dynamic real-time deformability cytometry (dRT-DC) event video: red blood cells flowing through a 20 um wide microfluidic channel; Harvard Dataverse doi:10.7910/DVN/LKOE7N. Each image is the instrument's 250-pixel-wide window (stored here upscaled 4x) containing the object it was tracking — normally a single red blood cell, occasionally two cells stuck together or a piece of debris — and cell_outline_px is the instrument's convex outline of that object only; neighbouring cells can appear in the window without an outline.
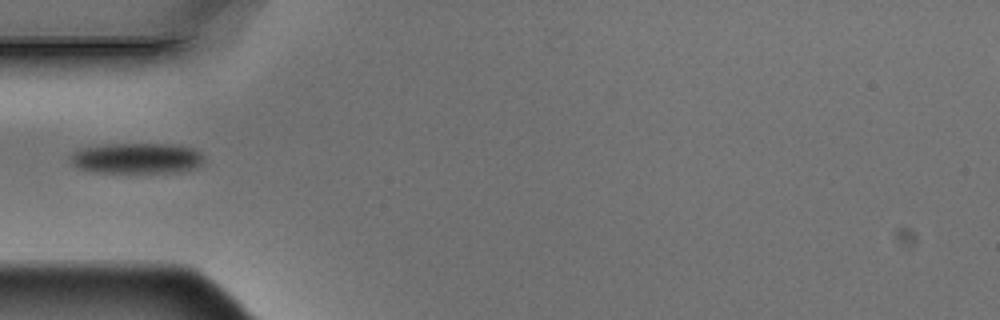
{"species": "Egyptian fruit bat (a non-hibernating species)", "species_latin": "Rousettus aegyptiacus", "temperature_condition": "warm", "stored_images_in_passage": 1, "camera_frame_rate_fps": 3000, "um_per_image_px": 0.085, "animal": {"sex": "male"}, "frame": {"image": 1, "passage_image": 1, "time_ms": 0.0, "image_size_px": [1000, 320], "cell_outline_px": [[204, 164], [196, 168], [180, 172], [92, 172], [80, 168], [72, 164], [68, 156], [72, 152], [84, 148], [104, 144], [176, 144], [192, 148], [200, 152], [204, 156]], "centroid_in_image_um": [11.66, 13.45], "position_along_channel_um": 73.3, "area_um2": 24.1}}